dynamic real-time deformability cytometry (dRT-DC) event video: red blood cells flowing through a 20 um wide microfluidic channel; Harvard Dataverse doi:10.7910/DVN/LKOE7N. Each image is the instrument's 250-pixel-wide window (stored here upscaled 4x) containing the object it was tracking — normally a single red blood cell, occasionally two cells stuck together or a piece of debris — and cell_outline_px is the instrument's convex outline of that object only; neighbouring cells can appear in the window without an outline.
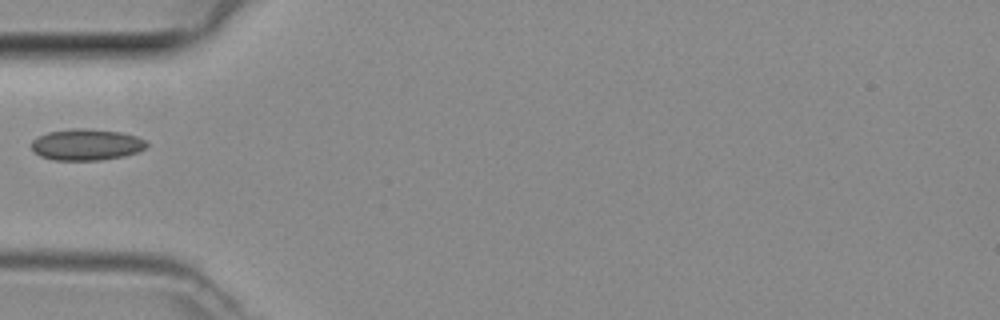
{"species": "common noctule bat (a hibernating species)", "species_latin": "Nyctalus noctula", "temperature_condition": "room temperature", "stored_images_in_passage": 33, "camera_frame_rate_fps": 3000, "um_per_image_px": 0.085, "animal": {"sex": "female", "body_mass_g": 29.2, "forearm_length_mm": 56.3}, "frame": {"image": 1, "passage_image": 1, "time_ms": 0.0, "image_size_px": [1000, 320], "cell_outline_px": [[148, 144], [144, 148], [136, 152], [124, 156], [100, 160], [52, 160], [40, 156], [32, 148], [32, 140], [48, 132], [72, 128], [84, 128], [120, 132], [136, 136], [144, 140]], "centroid_in_image_um": [7.33, 12.29], "position_along_channel_um": 77.7, "area_um2": 20.87}}
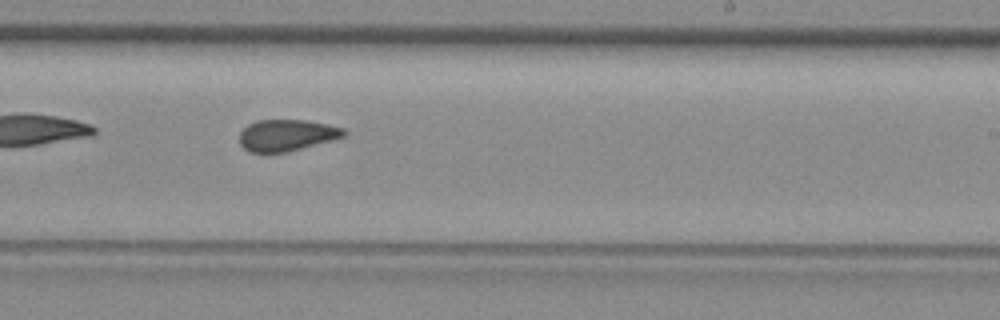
{"frame": {"image": 2, "passage_image": 14, "time_ms": 4.333, "image_size_px": [1000, 320], "cell_outline_px": [[348, 132], [344, 136], [332, 140], [288, 152], [248, 152], [240, 144], [240, 132], [248, 124], [256, 120], [308, 120], [328, 124], [344, 128]], "centroid_in_image_um": [24.38, 11.48], "position_along_channel_um": 264.6, "area_um2": 19.25}}
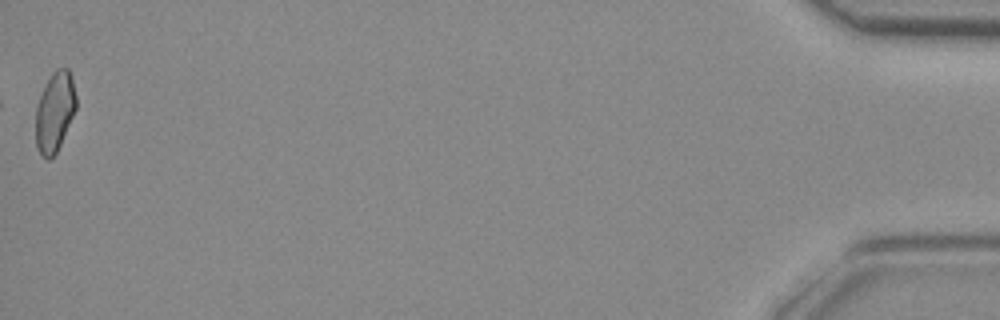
{"frame": {"image": 3, "passage_image": 33, "time_ms": 10.667, "image_size_px": [1000, 320], "cell_outline_px": [[76, 108], [60, 144], [56, 152], [48, 160], [36, 148], [36, 108], [40, 96], [52, 72], [56, 68], [68, 68], [72, 76], [76, 96]], "centroid_in_image_um": [4.66, 9.47], "position_along_channel_um": 430.5, "area_um2": 18.5}}